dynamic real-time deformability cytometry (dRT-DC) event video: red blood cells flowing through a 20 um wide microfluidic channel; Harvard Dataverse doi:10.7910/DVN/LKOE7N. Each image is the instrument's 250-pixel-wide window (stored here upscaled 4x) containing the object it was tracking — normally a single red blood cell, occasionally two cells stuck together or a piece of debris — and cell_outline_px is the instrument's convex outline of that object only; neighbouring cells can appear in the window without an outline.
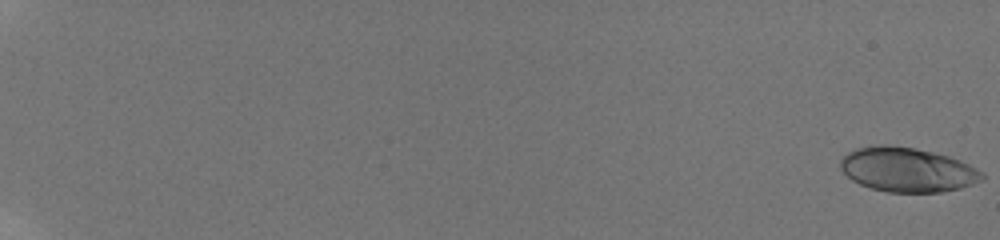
{"species": "human", "species_latin": "Homo sapiens", "temperature_condition": "room temperature", "stored_images_in_passage": 59, "camera_frame_rate_fps": 3000, "um_per_image_px": 0.085, "donor": {"sex": "male"}, "frame": {"image": 1, "passage_image": 1, "time_ms": 0.0, "image_size_px": [1000, 240], "cell_outline_px": [[984, 180], [960, 188], [940, 192], [888, 192], [872, 188], [860, 184], [852, 180], [840, 168], [840, 160], [848, 152], [856, 148], [880, 144], [888, 144], [912, 148], [932, 152], [948, 156], [960, 160], [984, 172]], "centroid_in_image_um": [77.13, 14.42], "position_along_channel_um": 7.9, "area_um2": 36.59}}
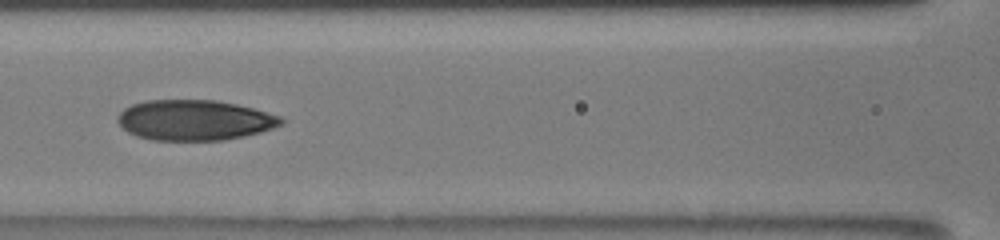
{"frame": {"image": 2, "passage_image": 32, "time_ms": 10.333, "image_size_px": [1000, 240], "cell_outline_px": [[284, 124], [260, 132], [244, 136], [224, 140], [152, 140], [136, 136], [128, 132], [116, 120], [116, 116], [124, 108], [132, 104], [144, 100], [216, 100], [236, 104], [252, 108], [280, 116], [284, 120]], "centroid_in_image_um": [16.51, 10.21], "position_along_channel_um": 150.1, "area_um2": 38.55}}
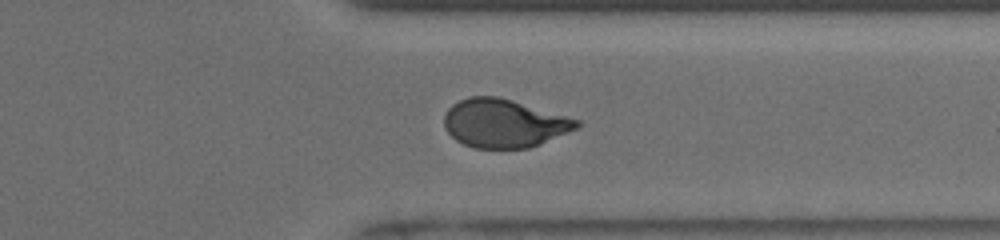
{"frame": {"image": 3, "passage_image": 49, "time_ms": 16.0, "image_size_px": [1000, 240], "cell_outline_px": [[580, 124], [576, 128], [540, 144], [528, 148], [476, 148], [464, 144], [456, 140], [444, 128], [444, 116], [448, 108], [452, 104], [468, 96], [496, 96], [512, 100], [580, 120]], "centroid_in_image_um": [42.8, 10.47], "position_along_channel_um": 368.6, "area_um2": 37.11}, "authors_computed_cell_mechanics": {"area_um2": 37.3388, "velocity_mm_per_s": 3.8656, "shape_relaxation_time_tau1_ms": 6.0925, "shape_relaxation_time_tau2_ms": 1.1646, "deformation_change_tau1": 0.2016, "deformation_change_tau2": 0.069}}